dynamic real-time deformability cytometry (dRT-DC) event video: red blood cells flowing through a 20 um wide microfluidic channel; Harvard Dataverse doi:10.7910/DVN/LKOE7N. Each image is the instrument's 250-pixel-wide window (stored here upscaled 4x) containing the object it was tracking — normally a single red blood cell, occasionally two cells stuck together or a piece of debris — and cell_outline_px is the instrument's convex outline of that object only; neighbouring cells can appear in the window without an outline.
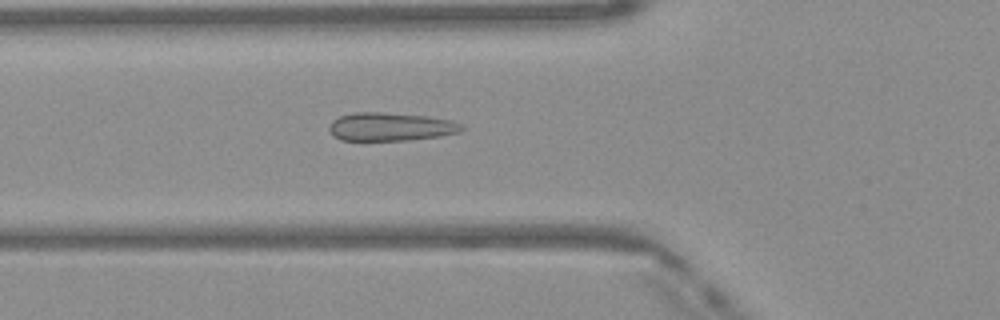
{"species": "Egyptian fruit bat (a non-hibernating species)", "species_latin": "Rousettus aegyptiacus", "temperature_condition": "warm", "stored_images_in_passage": 48, "camera_frame_rate_fps": 3000, "um_per_image_px": 0.085, "frame": {"image": 1, "passage_image": 17, "time_ms": 5.333, "image_size_px": [1000, 320], "cell_outline_px": [[468, 128], [460, 132], [440, 136], [408, 140], [340, 140], [332, 136], [328, 128], [328, 124], [332, 120], [340, 116], [352, 112], [384, 112], [428, 116], [452, 120], [464, 124]], "centroid_in_image_um": [33.22, 10.76], "position_along_channel_um": 92.6, "area_um2": 22.31}}
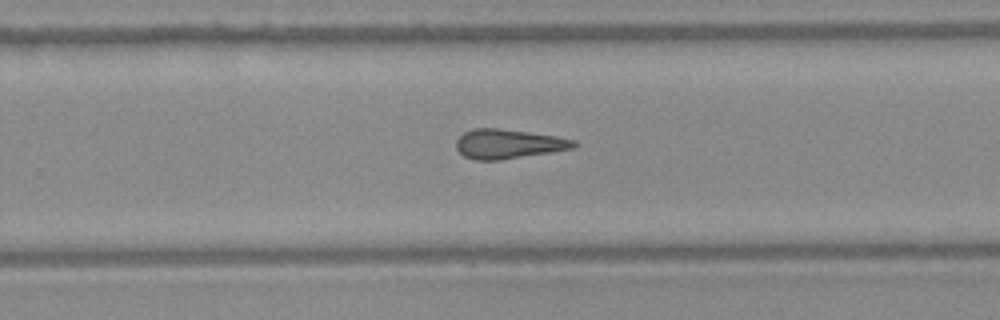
{"frame": {"image": 2, "passage_image": 31, "time_ms": 10.0, "image_size_px": [1000, 320], "cell_outline_px": [[580, 144], [572, 148], [552, 152], [500, 160], [476, 160], [464, 156], [456, 148], [456, 140], [464, 132], [472, 128], [496, 128], [528, 132], [556, 136], [576, 140]], "centroid_in_image_um": [43.22, 12.23], "position_along_channel_um": 286.6, "area_um2": 20.17}}
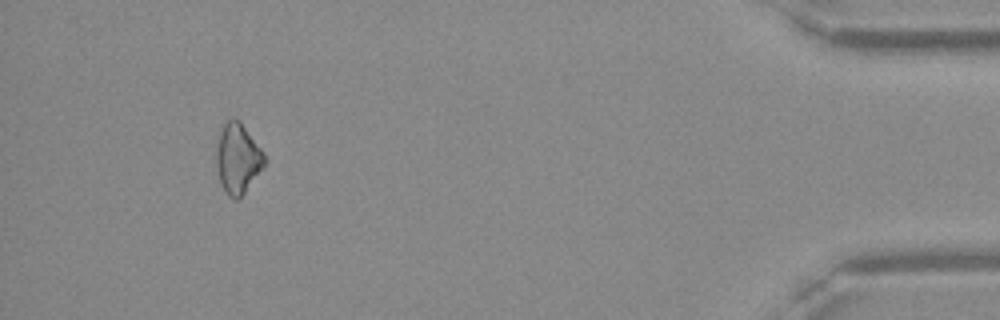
{"frame": {"image": 3, "passage_image": 45, "time_ms": 14.667, "image_size_px": [1000, 320], "cell_outline_px": [[264, 168], [244, 192], [236, 200], [228, 196], [220, 184], [216, 168], [216, 140], [220, 124], [232, 116], [240, 120], [260, 148], [264, 156]], "centroid_in_image_um": [20.15, 13.41], "position_along_channel_um": 415.1, "area_um2": 20.06}, "authors_computed_cell_mechanics": {"area_um2": 20.519, "velocity_mm_per_s": 4.141, "shape_relaxation_time_tau1_ms": null, "shape_relaxation_time_tau2_ms": 2.996, "deformation_change_tau1": null, "deformation_change_tau2": 0.0956}}